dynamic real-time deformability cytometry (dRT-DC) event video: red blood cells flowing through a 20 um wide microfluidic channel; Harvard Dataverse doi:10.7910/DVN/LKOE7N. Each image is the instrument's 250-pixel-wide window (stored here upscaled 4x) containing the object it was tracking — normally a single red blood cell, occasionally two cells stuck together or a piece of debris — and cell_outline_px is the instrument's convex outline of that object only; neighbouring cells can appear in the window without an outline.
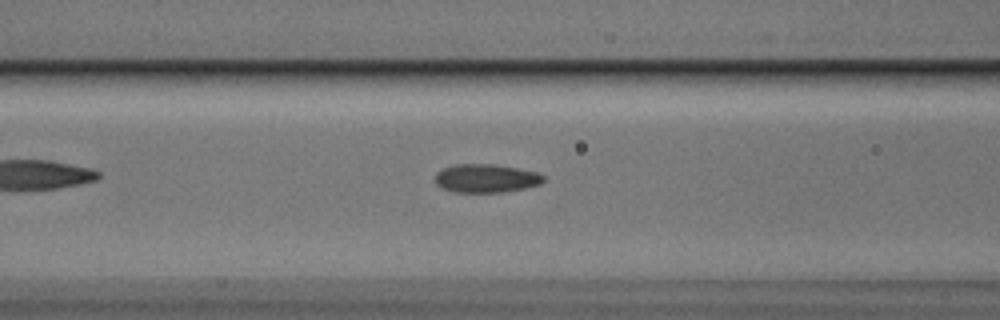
{"species": "Egyptian fruit bat (a non-hibernating species)", "species_latin": "Rousettus aegyptiacus", "temperature_condition": "cold", "stored_images_in_passage": 38, "camera_frame_rate_fps": 3000, "um_per_image_px": 0.085, "animal": {"sex": "male"}, "frame": {"image": 1, "passage_image": 6, "time_ms": 1.667, "image_size_px": [1000, 320], "cell_outline_px": [[544, 180], [540, 184], [524, 188], [504, 192], [452, 192], [436, 184], [436, 172], [444, 168], [456, 164], [496, 164], [536, 172], [544, 176]], "centroid_in_image_um": [41.31, 15.15], "position_along_channel_um": 125.3, "area_um2": 17.86}}
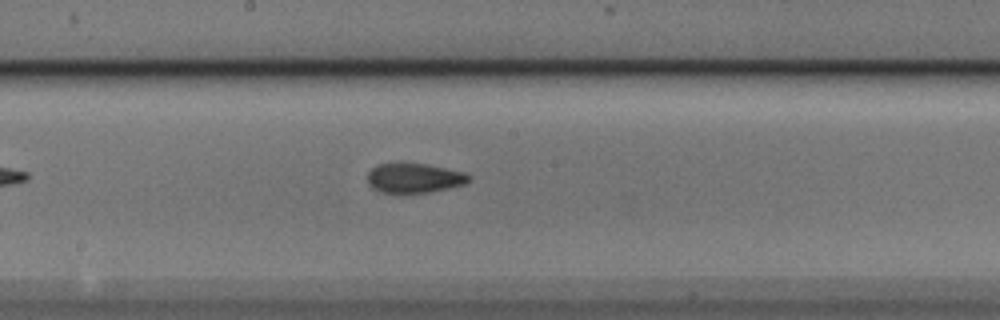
{"frame": {"image": 2, "passage_image": 13, "time_ms": 4.0, "image_size_px": [1000, 320], "cell_outline_px": [[472, 180], [464, 184], [448, 188], [428, 192], [400, 196], [380, 192], [372, 188], [368, 184], [368, 172], [372, 168], [380, 164], [400, 160], [424, 164], [464, 172], [472, 176]], "centroid_in_image_um": [35.15, 15.14], "position_along_channel_um": 213.0, "area_um2": 18.5}}
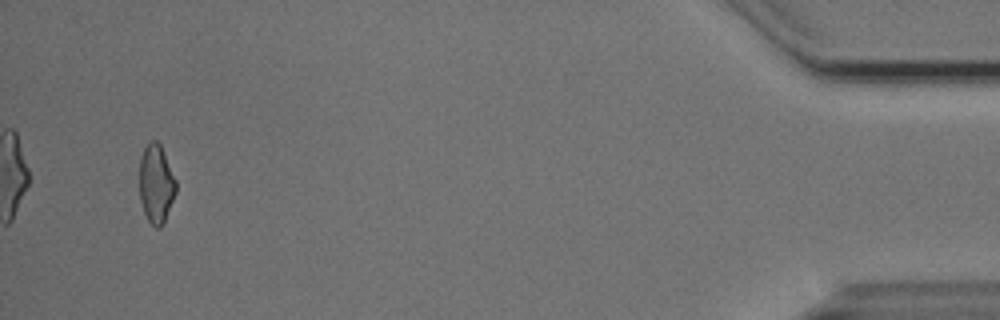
{"frame": {"image": 3, "passage_image": 36, "time_ms": 11.667, "image_size_px": [1000, 320], "cell_outline_px": [[176, 192], [164, 220], [160, 228], [156, 228], [148, 220], [144, 212], [140, 200], [140, 160], [144, 148], [152, 140], [156, 140], [160, 144], [164, 152], [176, 180]], "centroid_in_image_um": [13.27, 15.61], "position_along_channel_um": 421.9, "area_um2": 16.47}, "authors_computed_cell_mechanics": {"area_um2": 17.4556, "velocity_mm_per_s": 3.7676, "shape_relaxation_time_tau1_ms": null, "shape_relaxation_time_tau2_ms": 3.2405, "deformation_change_tau1": null, "deformation_change_tau2": 0.0793}}